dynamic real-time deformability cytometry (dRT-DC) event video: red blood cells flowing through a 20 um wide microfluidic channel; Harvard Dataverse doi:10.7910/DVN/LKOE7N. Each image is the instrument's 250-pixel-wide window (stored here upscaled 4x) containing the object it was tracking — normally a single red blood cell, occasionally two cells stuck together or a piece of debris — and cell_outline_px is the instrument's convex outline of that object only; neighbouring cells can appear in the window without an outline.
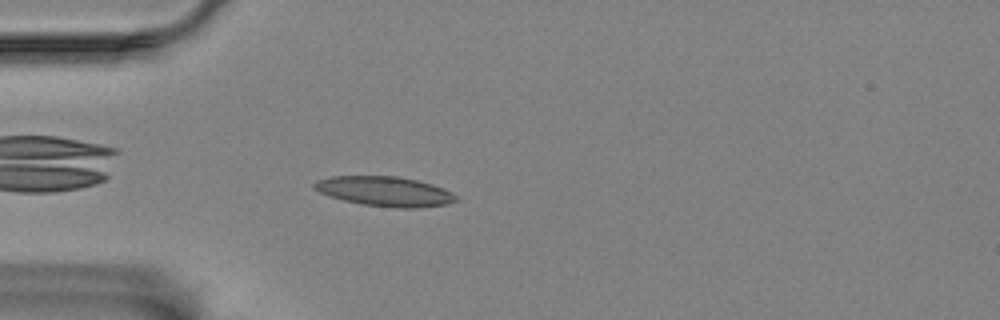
{"species": "Egyptian fruit bat (a non-hibernating species)", "species_latin": "Rousettus aegyptiacus", "temperature_condition": "room temperature", "stored_images_in_passage": 38, "camera_frame_rate_fps": 3000, "um_per_image_px": 0.085, "animal": {"sex": "female"}, "frame": {"image": 1, "passage_image": 4, "time_ms": 1.0, "image_size_px": [1000, 320], "cell_outline_px": [[456, 200], [448, 204], [420, 208], [396, 208], [364, 204], [344, 200], [328, 196], [312, 188], [312, 184], [316, 180], [332, 176], [396, 176], [416, 180], [432, 184], [456, 196]], "centroid_in_image_um": [32.65, 16.26], "position_along_channel_um": 52.4, "area_um2": 24.39}}
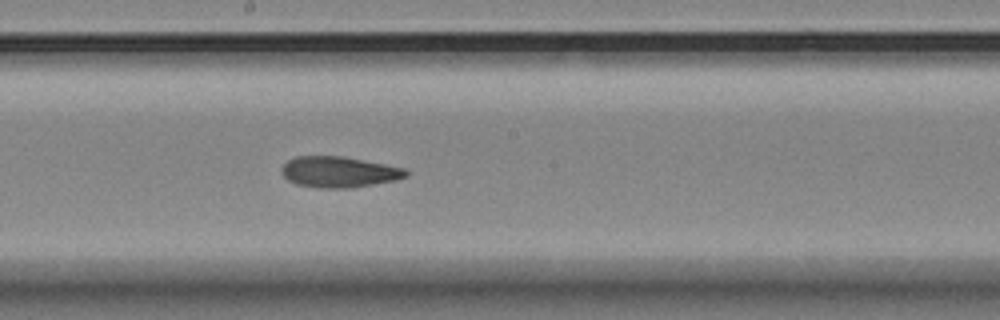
{"frame": {"image": 2, "passage_image": 19, "time_ms": 6.0, "image_size_px": [1000, 320], "cell_outline_px": [[408, 176], [396, 180], [348, 188], [316, 188], [296, 184], [288, 180], [280, 172], [280, 168], [288, 160], [296, 156], [344, 156], [404, 168], [408, 172]], "centroid_in_image_um": [28.77, 14.61], "position_along_channel_um": 219.4, "area_um2": 22.43}}
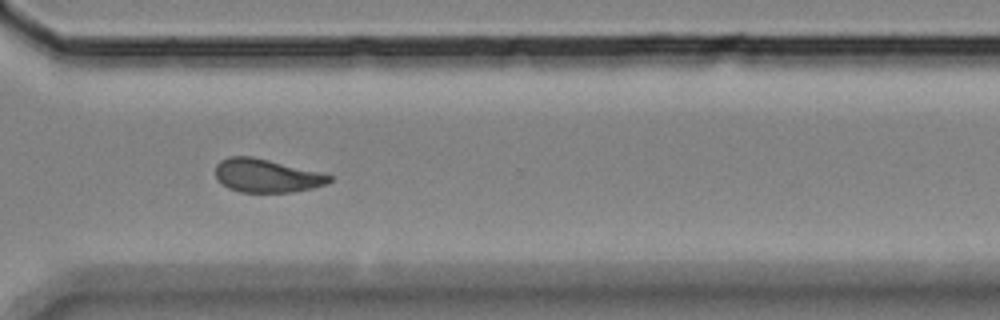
{"frame": {"image": 3, "passage_image": 30, "time_ms": 9.667, "image_size_px": [1000, 320], "cell_outline_px": [[332, 180], [328, 184], [312, 188], [292, 192], [240, 192], [228, 188], [220, 184], [216, 180], [216, 164], [220, 160], [228, 156], [252, 156], [320, 172], [332, 176]], "centroid_in_image_um": [22.63, 14.93], "position_along_channel_um": 348.0, "area_um2": 22.31}, "authors_computed_cell_mechanics": {"area_um2": 22.5998, "velocity_mm_per_s": 3.5095, "shape_relaxation_time_tau1_ms": null, "shape_relaxation_time_tau2_ms": 3.8676, "deformation_change_tau1": null, "deformation_change_tau2": 0.1142}}